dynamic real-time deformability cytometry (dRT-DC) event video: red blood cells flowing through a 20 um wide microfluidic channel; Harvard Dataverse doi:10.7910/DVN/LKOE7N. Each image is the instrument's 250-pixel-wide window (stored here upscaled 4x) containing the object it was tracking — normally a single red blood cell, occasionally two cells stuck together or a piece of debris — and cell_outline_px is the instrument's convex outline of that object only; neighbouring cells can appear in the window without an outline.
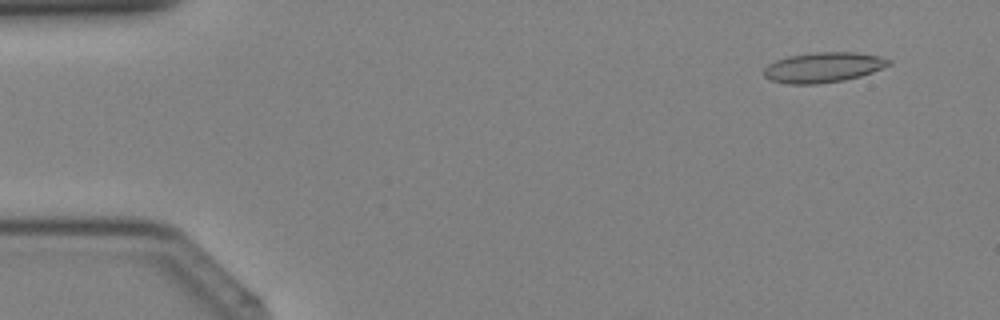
{"species": "Egyptian fruit bat (a non-hibernating species)", "species_latin": "Rousettus aegyptiacus", "temperature_condition": "cold", "stored_images_in_passage": 39, "camera_frame_rate_fps": 3000, "um_per_image_px": 0.085, "animal": {"sex": "female"}, "frame": {"image": 1, "passage_image": 3, "time_ms": 0.667, "image_size_px": [1000, 320], "cell_outline_px": [[892, 64], [872, 72], [860, 76], [844, 80], [816, 84], [788, 84], [768, 80], [764, 76], [764, 68], [768, 64], [776, 60], [788, 56], [816, 52], [856, 52], [880, 56], [892, 60]], "centroid_in_image_um": [69.97, 5.72], "position_along_channel_um": 15.0, "area_um2": 22.08}}
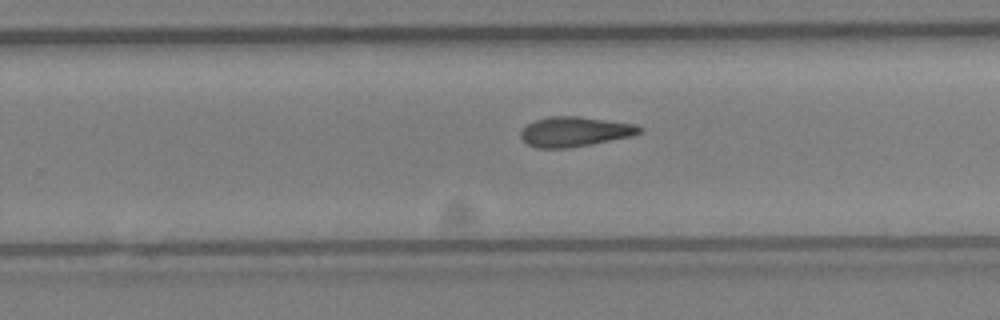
{"frame": {"image": 2, "passage_image": 25, "time_ms": 8.0, "image_size_px": [1000, 320], "cell_outline_px": [[644, 132], [632, 136], [592, 144], [568, 148], [536, 148], [528, 144], [520, 136], [520, 132], [528, 124], [536, 120], [548, 116], [580, 116], [636, 124], [644, 128]], "centroid_in_image_um": [48.9, 11.19], "position_along_channel_um": 280.9, "area_um2": 20.81}}
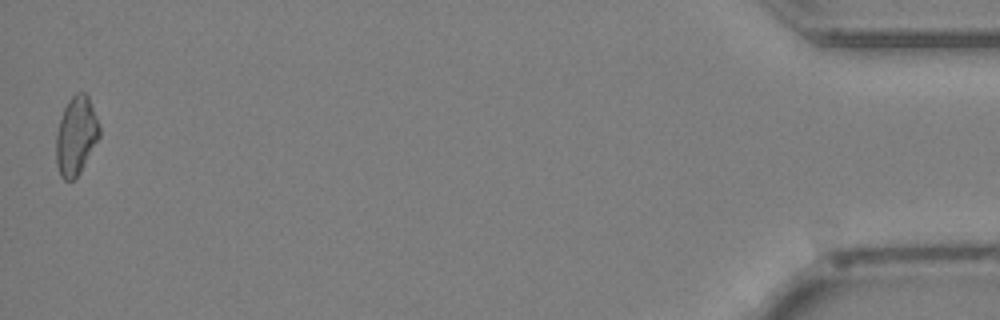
{"frame": {"image": 3, "passage_image": 39, "time_ms": 12.667, "image_size_px": [1000, 320], "cell_outline_px": [[100, 136], [80, 172], [72, 180], [64, 180], [60, 176], [56, 164], [56, 132], [64, 108], [68, 100], [76, 92], [84, 92], [88, 96], [100, 124]], "centroid_in_image_um": [6.46, 11.53], "position_along_channel_um": 428.7, "area_um2": 19.83}}